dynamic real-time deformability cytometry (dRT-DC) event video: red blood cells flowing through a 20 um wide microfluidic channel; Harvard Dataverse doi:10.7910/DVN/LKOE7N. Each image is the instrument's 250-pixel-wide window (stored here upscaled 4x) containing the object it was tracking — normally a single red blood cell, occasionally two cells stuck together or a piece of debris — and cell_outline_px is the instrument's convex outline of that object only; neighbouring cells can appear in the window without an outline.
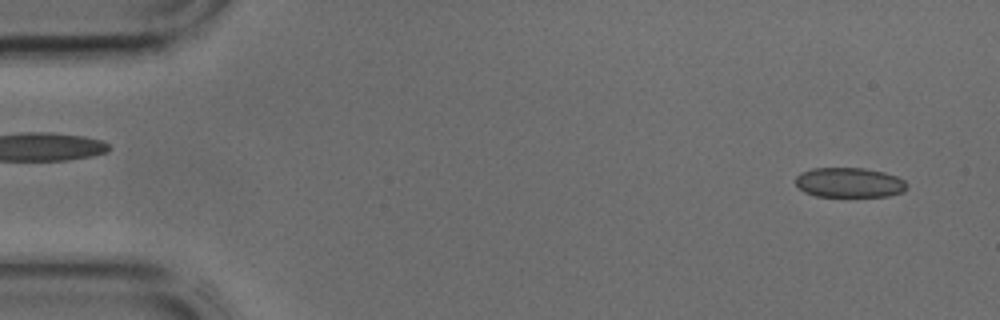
{"species": "common noctule bat (a hibernating species)", "species_latin": "Nyctalus noctula", "temperature_condition": "cold", "stored_images_in_passage": 42, "camera_frame_rate_fps": 3000, "um_per_image_px": 0.085, "animal": {"sex": "male", "body_mass_g": 17.9, "forearm_length_mm": 54.2}, "frame": {"image": 1, "passage_image": 2, "time_ms": 0.333, "image_size_px": [1000, 320], "cell_outline_px": [[908, 188], [904, 192], [888, 196], [816, 196], [804, 192], [796, 184], [796, 176], [800, 172], [812, 168], [864, 168], [884, 172], [896, 176], [904, 180], [908, 184]], "centroid_in_image_um": [72.21, 15.51], "position_along_channel_um": 12.8, "area_um2": 19.48}}
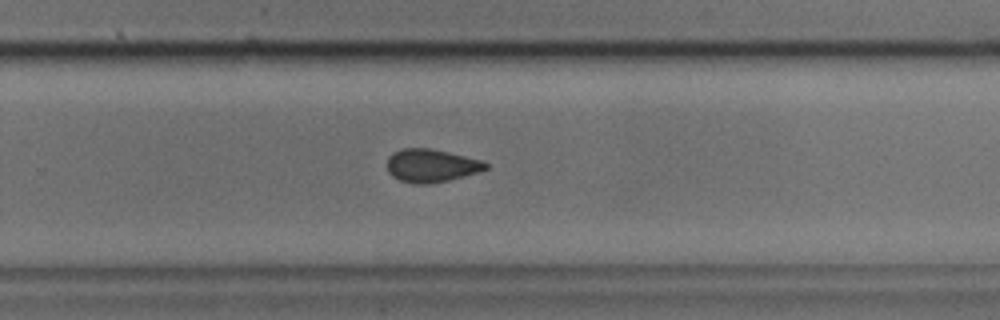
{"frame": {"image": 2, "passage_image": 27, "time_ms": 8.667, "image_size_px": [1000, 320], "cell_outline_px": [[488, 168], [480, 172], [448, 180], [428, 184], [412, 184], [400, 180], [392, 176], [388, 172], [388, 156], [392, 152], [400, 148], [432, 148], [484, 160], [488, 164]], "centroid_in_image_um": [36.67, 14.06], "position_along_channel_um": 293.1, "area_um2": 19.31}}
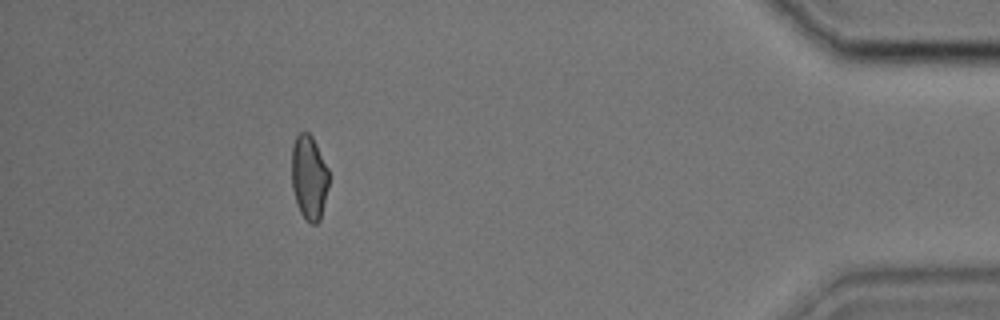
{"frame": {"image": 3, "passage_image": 38, "time_ms": 12.333, "image_size_px": [1000, 320], "cell_outline_px": [[328, 188], [320, 220], [316, 224], [312, 224], [304, 220], [300, 212], [292, 188], [292, 144], [296, 136], [300, 132], [308, 132], [312, 136], [328, 168]], "centroid_in_image_um": [26.26, 15.09], "position_along_channel_um": 408.9, "area_um2": 18.32}}